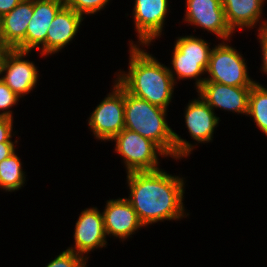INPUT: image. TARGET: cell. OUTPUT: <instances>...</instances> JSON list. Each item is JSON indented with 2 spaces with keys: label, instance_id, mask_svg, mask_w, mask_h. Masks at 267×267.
<instances>
[{
  "label": "cell",
  "instance_id": "obj_1",
  "mask_svg": "<svg viewBox=\"0 0 267 267\" xmlns=\"http://www.w3.org/2000/svg\"><path fill=\"white\" fill-rule=\"evenodd\" d=\"M130 196L126 198L140 222L151 225L164 220L187 217L183 204L184 180L162 169L127 173Z\"/></svg>",
  "mask_w": 267,
  "mask_h": 267
},
{
  "label": "cell",
  "instance_id": "obj_2",
  "mask_svg": "<svg viewBox=\"0 0 267 267\" xmlns=\"http://www.w3.org/2000/svg\"><path fill=\"white\" fill-rule=\"evenodd\" d=\"M130 41L128 73L118 72L117 82L131 95L167 110L174 92L169 67Z\"/></svg>",
  "mask_w": 267,
  "mask_h": 267
},
{
  "label": "cell",
  "instance_id": "obj_3",
  "mask_svg": "<svg viewBox=\"0 0 267 267\" xmlns=\"http://www.w3.org/2000/svg\"><path fill=\"white\" fill-rule=\"evenodd\" d=\"M167 110L135 97L125 90V128L154 142L167 157L181 159L195 145L182 139L168 126Z\"/></svg>",
  "mask_w": 267,
  "mask_h": 267
},
{
  "label": "cell",
  "instance_id": "obj_4",
  "mask_svg": "<svg viewBox=\"0 0 267 267\" xmlns=\"http://www.w3.org/2000/svg\"><path fill=\"white\" fill-rule=\"evenodd\" d=\"M202 38L191 36L178 37L175 42L171 64L169 68L174 82L176 79H195L198 89L205 78H201L207 71L212 49ZM173 69V70H172ZM175 75L177 77H175ZM199 77V78H198ZM176 78V79H175Z\"/></svg>",
  "mask_w": 267,
  "mask_h": 267
},
{
  "label": "cell",
  "instance_id": "obj_5",
  "mask_svg": "<svg viewBox=\"0 0 267 267\" xmlns=\"http://www.w3.org/2000/svg\"><path fill=\"white\" fill-rule=\"evenodd\" d=\"M207 78L204 82L221 83L228 86L252 87L245 59L235 48L224 41L212 48Z\"/></svg>",
  "mask_w": 267,
  "mask_h": 267
},
{
  "label": "cell",
  "instance_id": "obj_6",
  "mask_svg": "<svg viewBox=\"0 0 267 267\" xmlns=\"http://www.w3.org/2000/svg\"><path fill=\"white\" fill-rule=\"evenodd\" d=\"M112 141L116 143L115 151L123 158L127 173L160 170L158 156H167L154 142L126 128Z\"/></svg>",
  "mask_w": 267,
  "mask_h": 267
},
{
  "label": "cell",
  "instance_id": "obj_7",
  "mask_svg": "<svg viewBox=\"0 0 267 267\" xmlns=\"http://www.w3.org/2000/svg\"><path fill=\"white\" fill-rule=\"evenodd\" d=\"M88 125L95 138L111 141L125 128V89L115 80L107 94L92 112Z\"/></svg>",
  "mask_w": 267,
  "mask_h": 267
},
{
  "label": "cell",
  "instance_id": "obj_8",
  "mask_svg": "<svg viewBox=\"0 0 267 267\" xmlns=\"http://www.w3.org/2000/svg\"><path fill=\"white\" fill-rule=\"evenodd\" d=\"M30 52L7 49L0 61L1 80L20 98L33 90L38 81L39 71L33 62L24 60Z\"/></svg>",
  "mask_w": 267,
  "mask_h": 267
},
{
  "label": "cell",
  "instance_id": "obj_9",
  "mask_svg": "<svg viewBox=\"0 0 267 267\" xmlns=\"http://www.w3.org/2000/svg\"><path fill=\"white\" fill-rule=\"evenodd\" d=\"M184 21L228 41L233 31L226 22L221 0H186Z\"/></svg>",
  "mask_w": 267,
  "mask_h": 267
},
{
  "label": "cell",
  "instance_id": "obj_10",
  "mask_svg": "<svg viewBox=\"0 0 267 267\" xmlns=\"http://www.w3.org/2000/svg\"><path fill=\"white\" fill-rule=\"evenodd\" d=\"M64 5L65 0H33V15L28 23L25 39L15 49L31 52L41 48L39 53L45 56L47 30Z\"/></svg>",
  "mask_w": 267,
  "mask_h": 267
},
{
  "label": "cell",
  "instance_id": "obj_11",
  "mask_svg": "<svg viewBox=\"0 0 267 267\" xmlns=\"http://www.w3.org/2000/svg\"><path fill=\"white\" fill-rule=\"evenodd\" d=\"M133 16L138 45L148 46L162 34L168 13V0H135Z\"/></svg>",
  "mask_w": 267,
  "mask_h": 267
},
{
  "label": "cell",
  "instance_id": "obj_12",
  "mask_svg": "<svg viewBox=\"0 0 267 267\" xmlns=\"http://www.w3.org/2000/svg\"><path fill=\"white\" fill-rule=\"evenodd\" d=\"M74 231L75 246L67 249L86 259L88 253L107 245L103 215L96 207L81 212Z\"/></svg>",
  "mask_w": 267,
  "mask_h": 267
},
{
  "label": "cell",
  "instance_id": "obj_13",
  "mask_svg": "<svg viewBox=\"0 0 267 267\" xmlns=\"http://www.w3.org/2000/svg\"><path fill=\"white\" fill-rule=\"evenodd\" d=\"M251 87L228 86L215 82H203L197 89L202 98L213 110L220 108L247 115L248 98Z\"/></svg>",
  "mask_w": 267,
  "mask_h": 267
},
{
  "label": "cell",
  "instance_id": "obj_14",
  "mask_svg": "<svg viewBox=\"0 0 267 267\" xmlns=\"http://www.w3.org/2000/svg\"><path fill=\"white\" fill-rule=\"evenodd\" d=\"M103 215L106 236L121 238L123 241L144 226L126 198L106 201Z\"/></svg>",
  "mask_w": 267,
  "mask_h": 267
},
{
  "label": "cell",
  "instance_id": "obj_15",
  "mask_svg": "<svg viewBox=\"0 0 267 267\" xmlns=\"http://www.w3.org/2000/svg\"><path fill=\"white\" fill-rule=\"evenodd\" d=\"M84 17L64 5L47 30L45 56L55 54L75 38Z\"/></svg>",
  "mask_w": 267,
  "mask_h": 267
},
{
  "label": "cell",
  "instance_id": "obj_16",
  "mask_svg": "<svg viewBox=\"0 0 267 267\" xmlns=\"http://www.w3.org/2000/svg\"><path fill=\"white\" fill-rule=\"evenodd\" d=\"M185 109V123L190 136L197 143L210 142L220 120L214 110L200 97L191 100Z\"/></svg>",
  "mask_w": 267,
  "mask_h": 267
},
{
  "label": "cell",
  "instance_id": "obj_17",
  "mask_svg": "<svg viewBox=\"0 0 267 267\" xmlns=\"http://www.w3.org/2000/svg\"><path fill=\"white\" fill-rule=\"evenodd\" d=\"M33 15V0H22L14 9L1 17L2 36L6 49H15L26 36Z\"/></svg>",
  "mask_w": 267,
  "mask_h": 267
},
{
  "label": "cell",
  "instance_id": "obj_18",
  "mask_svg": "<svg viewBox=\"0 0 267 267\" xmlns=\"http://www.w3.org/2000/svg\"><path fill=\"white\" fill-rule=\"evenodd\" d=\"M228 26L235 28H253L262 15V5L266 0H221Z\"/></svg>",
  "mask_w": 267,
  "mask_h": 267
},
{
  "label": "cell",
  "instance_id": "obj_19",
  "mask_svg": "<svg viewBox=\"0 0 267 267\" xmlns=\"http://www.w3.org/2000/svg\"><path fill=\"white\" fill-rule=\"evenodd\" d=\"M20 158L14 152L7 159L0 162V188L5 191L19 190L25 180Z\"/></svg>",
  "mask_w": 267,
  "mask_h": 267
},
{
  "label": "cell",
  "instance_id": "obj_20",
  "mask_svg": "<svg viewBox=\"0 0 267 267\" xmlns=\"http://www.w3.org/2000/svg\"><path fill=\"white\" fill-rule=\"evenodd\" d=\"M248 115L253 117L257 127L267 136V88L258 82L249 92Z\"/></svg>",
  "mask_w": 267,
  "mask_h": 267
},
{
  "label": "cell",
  "instance_id": "obj_21",
  "mask_svg": "<svg viewBox=\"0 0 267 267\" xmlns=\"http://www.w3.org/2000/svg\"><path fill=\"white\" fill-rule=\"evenodd\" d=\"M110 0H65V5L78 14L91 15L99 12Z\"/></svg>",
  "mask_w": 267,
  "mask_h": 267
},
{
  "label": "cell",
  "instance_id": "obj_22",
  "mask_svg": "<svg viewBox=\"0 0 267 267\" xmlns=\"http://www.w3.org/2000/svg\"><path fill=\"white\" fill-rule=\"evenodd\" d=\"M86 261V258L66 249L45 267H87Z\"/></svg>",
  "mask_w": 267,
  "mask_h": 267
},
{
  "label": "cell",
  "instance_id": "obj_23",
  "mask_svg": "<svg viewBox=\"0 0 267 267\" xmlns=\"http://www.w3.org/2000/svg\"><path fill=\"white\" fill-rule=\"evenodd\" d=\"M19 100L20 97L14 93L0 78V117L13 118L12 111L9 109L15 104L17 105Z\"/></svg>",
  "mask_w": 267,
  "mask_h": 267
},
{
  "label": "cell",
  "instance_id": "obj_24",
  "mask_svg": "<svg viewBox=\"0 0 267 267\" xmlns=\"http://www.w3.org/2000/svg\"><path fill=\"white\" fill-rule=\"evenodd\" d=\"M258 29V39L262 49V70L267 74V20L260 23Z\"/></svg>",
  "mask_w": 267,
  "mask_h": 267
},
{
  "label": "cell",
  "instance_id": "obj_25",
  "mask_svg": "<svg viewBox=\"0 0 267 267\" xmlns=\"http://www.w3.org/2000/svg\"><path fill=\"white\" fill-rule=\"evenodd\" d=\"M13 118L0 117V143L12 142Z\"/></svg>",
  "mask_w": 267,
  "mask_h": 267
},
{
  "label": "cell",
  "instance_id": "obj_26",
  "mask_svg": "<svg viewBox=\"0 0 267 267\" xmlns=\"http://www.w3.org/2000/svg\"><path fill=\"white\" fill-rule=\"evenodd\" d=\"M14 144V141L0 143V162L4 159H7L12 153L15 152Z\"/></svg>",
  "mask_w": 267,
  "mask_h": 267
},
{
  "label": "cell",
  "instance_id": "obj_27",
  "mask_svg": "<svg viewBox=\"0 0 267 267\" xmlns=\"http://www.w3.org/2000/svg\"><path fill=\"white\" fill-rule=\"evenodd\" d=\"M22 0H0V17L14 9Z\"/></svg>",
  "mask_w": 267,
  "mask_h": 267
},
{
  "label": "cell",
  "instance_id": "obj_28",
  "mask_svg": "<svg viewBox=\"0 0 267 267\" xmlns=\"http://www.w3.org/2000/svg\"><path fill=\"white\" fill-rule=\"evenodd\" d=\"M5 50L7 49L4 47V42H0V61H1L2 54Z\"/></svg>",
  "mask_w": 267,
  "mask_h": 267
},
{
  "label": "cell",
  "instance_id": "obj_29",
  "mask_svg": "<svg viewBox=\"0 0 267 267\" xmlns=\"http://www.w3.org/2000/svg\"><path fill=\"white\" fill-rule=\"evenodd\" d=\"M0 42H4L3 41V36H2L1 17H0Z\"/></svg>",
  "mask_w": 267,
  "mask_h": 267
}]
</instances>
